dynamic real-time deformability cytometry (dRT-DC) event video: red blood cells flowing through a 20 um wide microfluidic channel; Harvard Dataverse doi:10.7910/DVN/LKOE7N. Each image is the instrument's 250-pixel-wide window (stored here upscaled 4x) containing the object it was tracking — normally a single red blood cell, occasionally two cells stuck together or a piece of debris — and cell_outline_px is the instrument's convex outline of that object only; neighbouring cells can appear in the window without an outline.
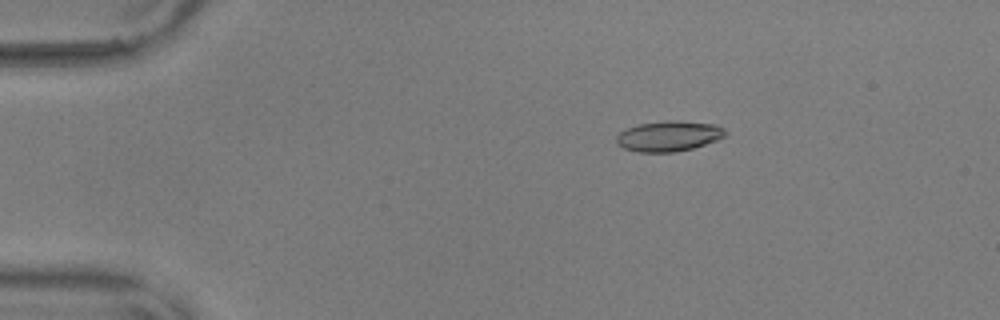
{"species": "common noctule bat (a hibernating species)", "species_latin": "Nyctalus noctula", "temperature_condition": "warm", "stored_images_in_passage": 56, "camera_frame_rate_fps": 3000, "um_per_image_px": 0.085, "animal": {"sex": "male", "body_mass_g": 17.9, "forearm_length_mm": 54.2}, "frame": {"image": 1, "passage_image": 10, "time_ms": 3.0, "image_size_px": [1000, 320], "cell_outline_px": [[728, 132], [724, 136], [716, 140], [692, 148], [676, 152], [640, 152], [624, 148], [616, 144], [616, 136], [620, 132], [628, 128], [640, 124], [716, 124], [724, 128]], "centroid_in_image_um": [56.81, 11.64], "position_along_channel_um": 28.2, "area_um2": 18.03}}
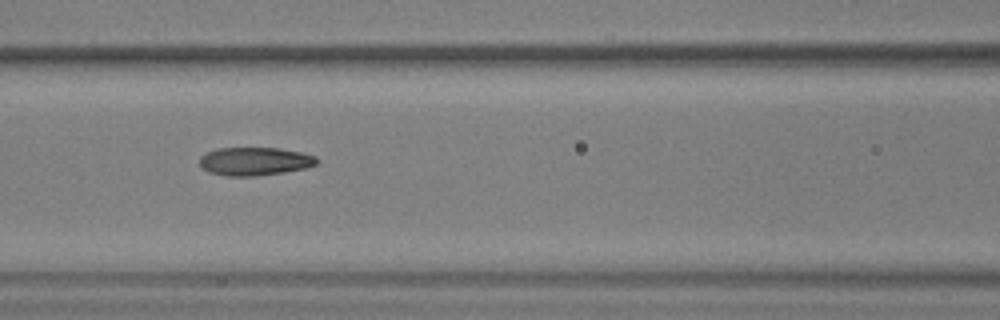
{"frame": {"image": 2, "passage_image": 25, "time_ms": 8.0, "image_size_px": [1000, 320], "cell_outline_px": [[316, 164], [304, 168], [284, 172], [256, 176], [224, 176], [208, 172], [200, 164], [200, 156], [216, 148], [280, 148], [300, 152], [316, 156]], "centroid_in_image_um": [21.62, 13.71], "position_along_channel_um": 145.0, "area_um2": 19.19}}
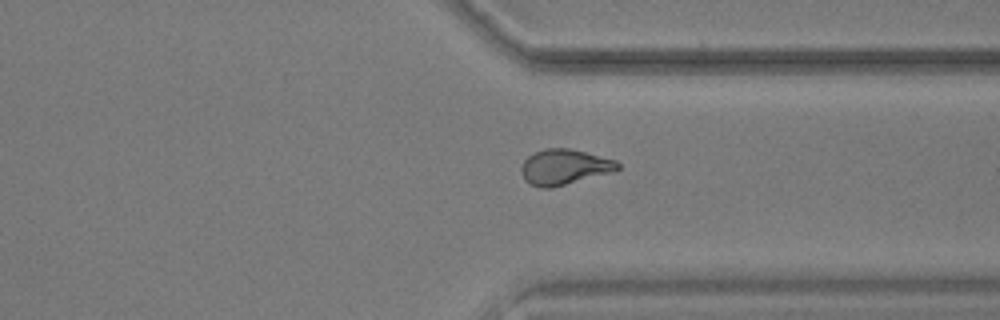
{"frame": {"image": 3, "passage_image": 43, "time_ms": 14.0, "image_size_px": [1000, 320], "cell_outline_px": [[620, 168], [612, 172], [552, 188], [540, 188], [528, 184], [524, 180], [520, 168], [524, 160], [528, 156], [544, 148], [568, 148], [616, 160], [620, 164]], "centroid_in_image_um": [47.94, 14.21], "position_along_channel_um": 363.5, "area_um2": 19.94}, "authors_computed_cell_mechanics": {"area_um2": 19.1896, "velocity_mm_per_s": 3.6423, "shape_relaxation_time_tau1_ms": 5.8584, "shape_relaxation_time_tau2_ms": 1.8305, "deformation_change_tau1": 0.2136, "deformation_change_tau2": 0.0921}}